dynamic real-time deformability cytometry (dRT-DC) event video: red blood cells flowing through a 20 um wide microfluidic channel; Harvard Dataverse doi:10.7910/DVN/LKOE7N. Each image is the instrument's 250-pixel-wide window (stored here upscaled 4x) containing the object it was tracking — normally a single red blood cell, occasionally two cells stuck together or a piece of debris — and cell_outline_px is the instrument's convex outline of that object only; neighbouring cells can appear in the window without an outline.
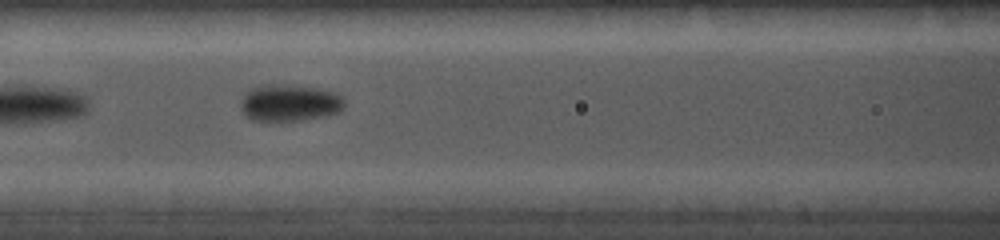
{"species": "common noctule bat (a hibernating species)", "species_latin": "Nyctalus noctula", "temperature_condition": "cold", "stored_images_in_passage": 24, "camera_frame_rate_fps": 5000, "um_per_image_px": 0.085, "animal": {"sex": "female", "body_mass_g": 19.0, "forearm_length_mm": 56.7}, "frame": {"image": 1, "passage_image": 8, "time_ms": 1.4, "image_size_px": [1000, 240], "cell_outline_px": [[344, 104], [340, 112], [328, 116], [300, 120], [252, 120], [244, 116], [240, 108], [240, 100], [244, 92], [260, 84], [292, 84], [316, 88], [332, 92], [340, 96], [344, 100]], "centroid_in_image_um": [24.55, 8.73], "position_along_channel_um": 142.0, "area_um2": 22.6}}